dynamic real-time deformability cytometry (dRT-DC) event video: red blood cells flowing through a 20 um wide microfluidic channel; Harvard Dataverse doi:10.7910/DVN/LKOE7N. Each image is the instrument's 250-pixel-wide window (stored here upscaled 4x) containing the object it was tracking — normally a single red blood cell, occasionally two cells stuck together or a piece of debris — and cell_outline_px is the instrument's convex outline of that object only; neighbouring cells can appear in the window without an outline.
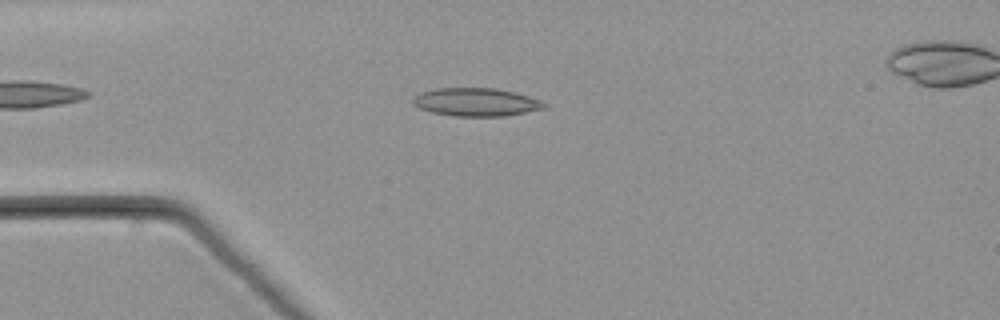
{"species": "common noctule bat (a hibernating species)", "species_latin": "Nyctalus noctula", "temperature_condition": "warm", "stored_images_in_passage": 49, "camera_frame_rate_fps": 3000, "um_per_image_px": 0.085, "animal": {"sex": "male", "body_mass_g": 21.5, "forearm_length_mm": 52.0}, "frame": {"image": 1, "passage_image": 8, "time_ms": 2.333, "image_size_px": [1000, 320], "cell_outline_px": [[548, 108], [504, 116], [456, 116], [432, 112], [420, 108], [412, 104], [412, 100], [420, 92], [436, 88], [496, 88], [528, 96], [540, 100], [548, 104]], "centroid_in_image_um": [40.49, 8.68], "position_along_channel_um": 44.5, "area_um2": 21.5}}
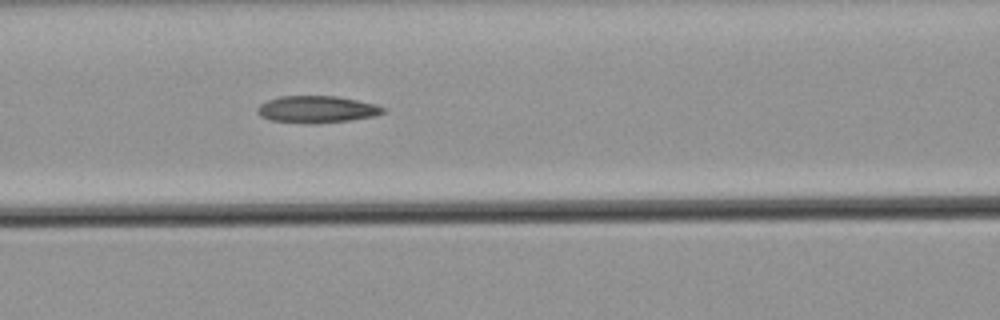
{"frame": {"image": 2, "passage_image": 17, "time_ms": 5.333, "image_size_px": [1000, 320], "cell_outline_px": [[384, 112], [372, 116], [348, 120], [316, 124], [304, 124], [272, 120], [260, 116], [256, 112], [256, 108], [260, 104], [268, 100], [280, 96], [336, 96], [356, 100], [372, 104], [384, 108]], "centroid_in_image_um": [26.84, 9.3], "position_along_channel_um": 139.8, "area_um2": 19.59}}
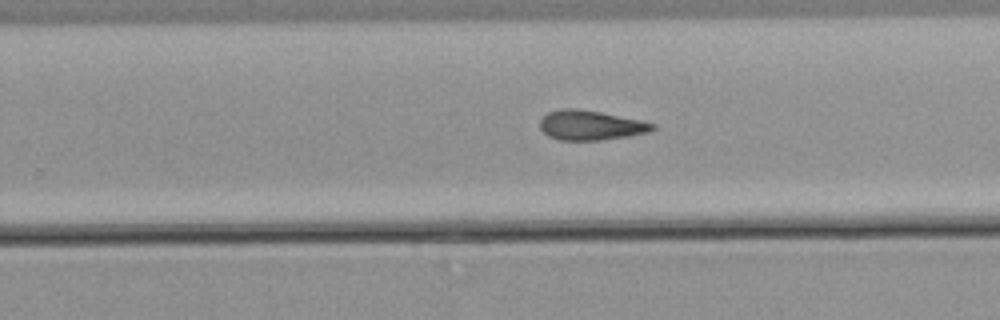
{"frame": {"image": 3, "passage_image": 28, "time_ms": 9.0, "image_size_px": [1000, 320], "cell_outline_px": [[656, 128], [652, 132], [628, 136], [600, 140], [560, 140], [548, 136], [540, 128], [540, 120], [548, 112], [560, 108], [576, 108], [600, 112], [640, 120], [656, 124]], "centroid_in_image_um": [50.22, 10.64], "position_along_channel_um": 279.6, "area_um2": 19.54}}